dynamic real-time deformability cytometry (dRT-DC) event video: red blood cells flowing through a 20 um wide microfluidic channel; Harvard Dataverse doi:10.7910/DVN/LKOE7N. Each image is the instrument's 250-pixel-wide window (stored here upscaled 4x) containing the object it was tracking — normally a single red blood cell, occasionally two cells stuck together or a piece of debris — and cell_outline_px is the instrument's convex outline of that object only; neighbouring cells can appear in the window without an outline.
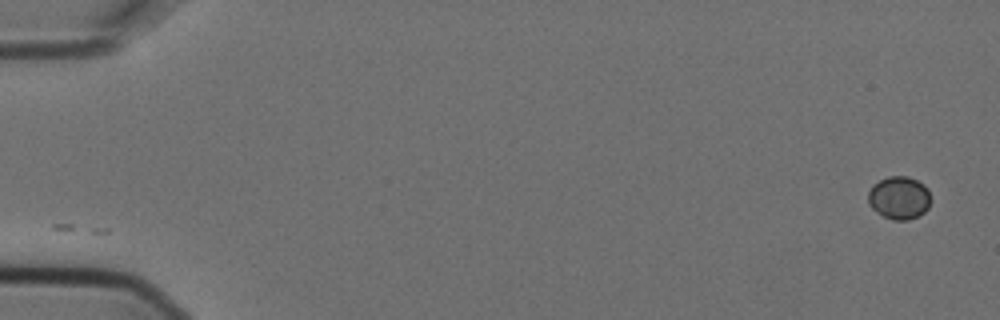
{"species": "Egyptian fruit bat (a non-hibernating species)", "species_latin": "Rousettus aegyptiacus", "temperature_condition": "cold", "stored_images_in_passage": 2, "camera_frame_rate_fps": 3000, "um_per_image_px": 0.085, "animal": {"sex": "female"}, "frame": {"image": 1, "passage_image": 2, "time_ms": 0.333, "image_size_px": [1000, 320], "cell_outline_px": [[932, 200], [928, 208], [924, 212], [908, 220], [892, 220], [876, 212], [868, 204], [868, 192], [872, 184], [888, 176], [908, 176], [924, 184], [928, 188]], "centroid_in_image_um": [76.43, 16.8], "position_along_channel_um": 8.6, "area_um2": 15.9}}